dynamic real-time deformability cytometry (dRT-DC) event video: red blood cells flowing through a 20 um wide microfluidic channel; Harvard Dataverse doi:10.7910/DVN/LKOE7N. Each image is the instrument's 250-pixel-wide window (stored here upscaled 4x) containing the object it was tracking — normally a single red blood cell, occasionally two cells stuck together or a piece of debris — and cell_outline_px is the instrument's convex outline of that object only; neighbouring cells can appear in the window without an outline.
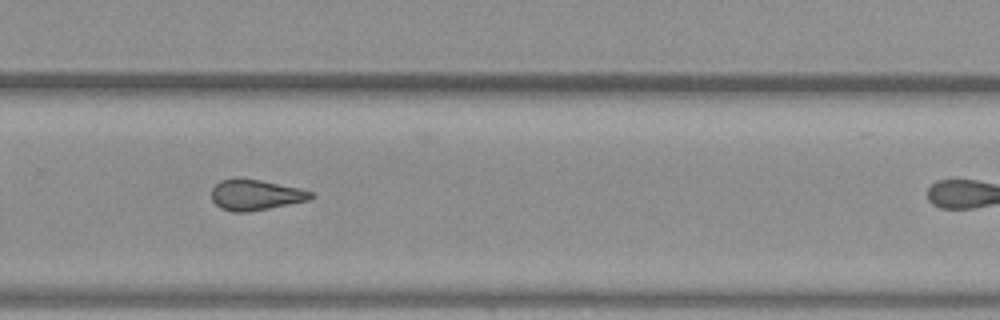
{"species": "common noctule bat (a hibernating species)", "species_latin": "Nyctalus noctula", "temperature_condition": "warm", "stored_images_in_passage": 27, "camera_frame_rate_fps": 3000, "um_per_image_px": 0.085, "animal": {"sex": "female", "body_mass_g": 19.3, "forearm_length_mm": 54.1}, "frame": {"image": 1, "passage_image": 20, "time_ms": 6.333, "image_size_px": [1000, 320], "cell_outline_px": [[316, 196], [308, 200], [248, 212], [232, 212], [220, 208], [212, 200], [212, 188], [220, 180], [260, 180], [300, 188], [312, 192]], "centroid_in_image_um": [21.74, 16.59], "position_along_channel_um": 308.1, "area_um2": 17.34}}
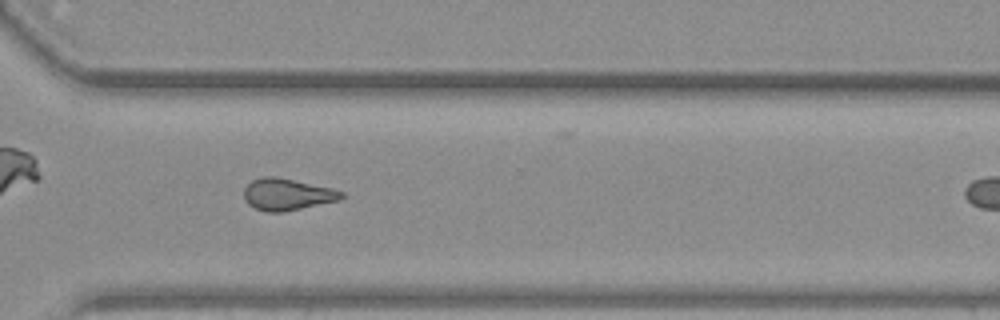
{"frame": {"image": 2, "passage_image": 23, "time_ms": 7.333, "image_size_px": [1000, 320], "cell_outline_px": [[344, 196], [340, 200], [284, 212], [268, 212], [256, 208], [248, 204], [244, 200], [244, 188], [252, 180], [264, 176], [276, 176], [332, 188], [344, 192]], "centroid_in_image_um": [24.41, 16.52], "position_along_channel_um": 346.2, "area_um2": 18.09}}